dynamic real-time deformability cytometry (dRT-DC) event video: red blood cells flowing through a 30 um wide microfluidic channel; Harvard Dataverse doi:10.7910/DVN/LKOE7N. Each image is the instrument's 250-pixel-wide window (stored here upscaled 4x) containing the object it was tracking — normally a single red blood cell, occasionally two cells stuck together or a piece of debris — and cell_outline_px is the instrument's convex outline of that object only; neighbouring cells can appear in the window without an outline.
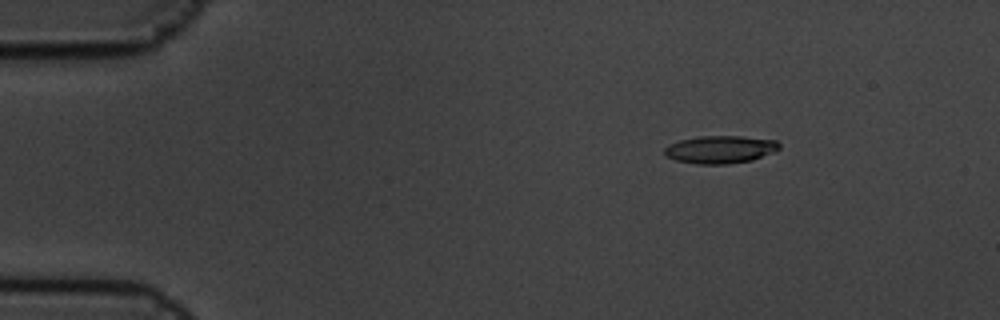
{"species": "common noctule bat (a hibernating species)", "species_latin": "Nyctalus noctula", "temperature_condition": "cold", "stored_images_in_passage": 7, "camera_frame_rate_fps": 3000, "um_per_image_px": 0.085, "animal": {"sex": "male", "body_mass_g": 19.5, "forearm_length_mm": 54.6}, "frame": {"image": 1, "passage_image": 2, "time_ms": 0.333, "image_size_px": [1000, 320], "cell_outline_px": [[780, 148], [772, 152], [752, 160], [728, 164], [696, 164], [676, 160], [664, 156], [664, 148], [668, 144], [680, 140], [700, 136], [740, 136], [776, 140], [780, 144]], "centroid_in_image_um": [61.18, 12.7], "position_along_channel_um": 23.8, "area_um2": 18.55}}
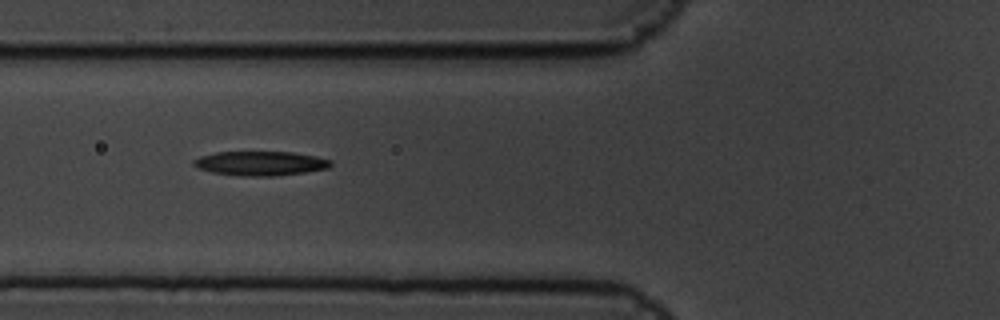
{"frame": {"image": 2, "passage_image": 6, "time_ms": 1.667, "image_size_px": [1000, 320], "cell_outline_px": [[332, 164], [328, 168], [304, 172], [272, 176], [240, 176], [212, 172], [200, 168], [192, 164], [192, 160], [200, 156], [216, 152], [292, 152], [316, 156], [332, 160]], "centroid_in_image_um": [22.13, 13.88], "position_along_channel_um": 103.7, "area_um2": 19.36}}
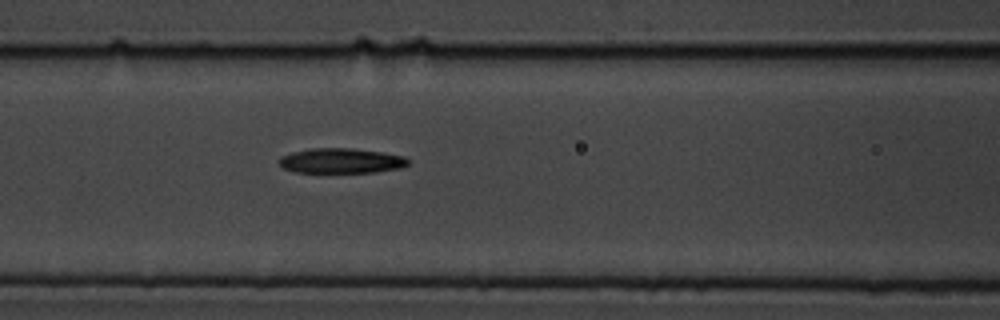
{"frame": {"image": 3, "passage_image": 7, "time_ms": 2.0, "image_size_px": [1000, 320], "cell_outline_px": [[412, 160], [408, 164], [400, 168], [376, 172], [296, 172], [284, 168], [280, 164], [280, 156], [292, 152], [312, 148], [352, 148], [384, 152], [404, 156]], "centroid_in_image_um": [29.05, 13.65], "position_along_channel_um": 137.5, "area_um2": 18.84}}